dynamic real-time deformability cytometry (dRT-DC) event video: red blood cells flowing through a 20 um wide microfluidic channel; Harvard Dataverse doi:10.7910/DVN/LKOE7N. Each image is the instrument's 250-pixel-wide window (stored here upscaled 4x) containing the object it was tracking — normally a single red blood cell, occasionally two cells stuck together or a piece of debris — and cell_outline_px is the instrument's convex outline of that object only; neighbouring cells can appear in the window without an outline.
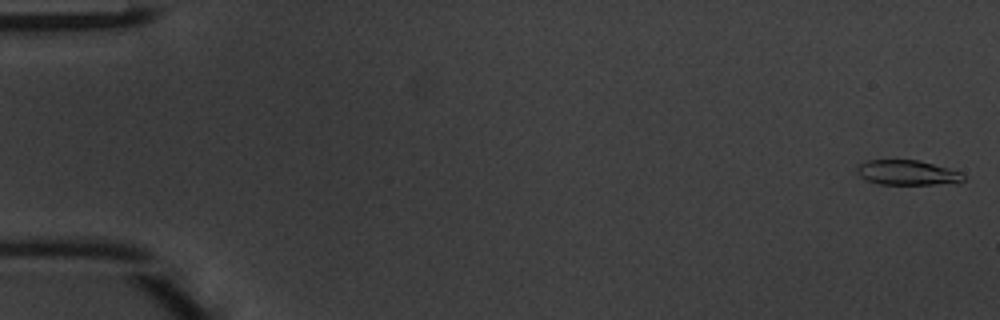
{"species": "common noctule bat (a hibernating species)", "species_latin": "Nyctalus noctula", "temperature_condition": "warm", "stored_images_in_passage": 49, "camera_frame_rate_fps": 3000, "um_per_image_px": 0.085, "animal": {"sex": "male", "body_mass_g": 20.1, "forearm_length_mm": 53.5}, "frame": {"image": 1, "passage_image": 1, "time_ms": 0.0, "image_size_px": [1000, 320], "cell_outline_px": [[964, 180], [960, 184], [880, 184], [868, 180], [860, 176], [856, 172], [856, 168], [860, 164], [868, 160], [920, 160], [948, 168], [960, 172], [964, 176]], "centroid_in_image_um": [77.17, 14.68], "position_along_channel_um": 7.8, "area_um2": 15.49}}
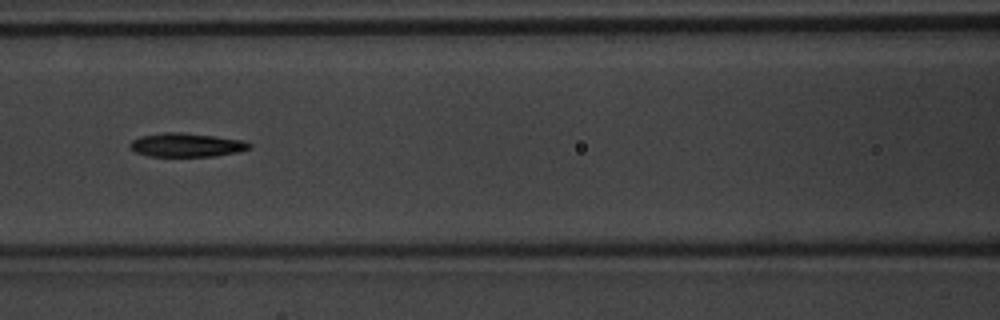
{"frame": {"image": 2, "passage_image": 22, "time_ms": 7.0, "image_size_px": [1000, 320], "cell_outline_px": [[252, 148], [236, 152], [216, 156], [148, 156], [136, 152], [128, 144], [132, 140], [140, 136], [164, 132], [180, 132], [216, 136], [244, 140], [252, 144]], "centroid_in_image_um": [15.87, 12.31], "position_along_channel_um": 150.7, "area_um2": 16.59}}
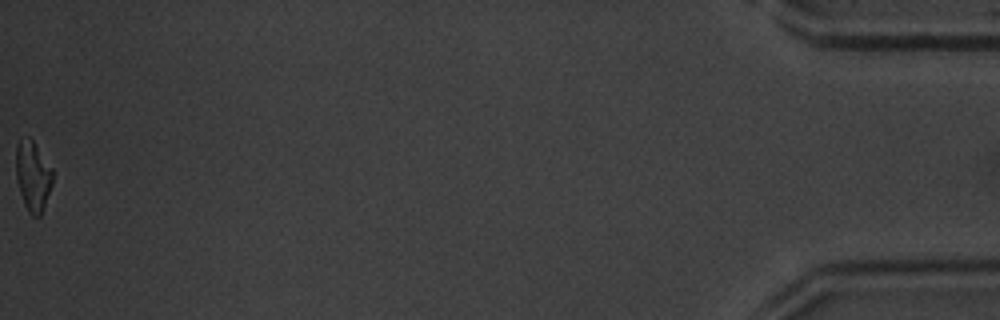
{"frame": {"image": 3, "passage_image": 49, "time_ms": 16.0, "image_size_px": [1000, 320], "cell_outline_px": [[52, 184], [40, 216], [32, 216], [28, 212], [24, 204], [16, 180], [16, 144], [20, 136], [28, 136], [32, 140], [52, 168]], "centroid_in_image_um": [2.76, 14.92], "position_along_channel_um": 432.4, "area_um2": 14.97}, "authors_computed_cell_mechanics": {"area_um2": 16.1262, "velocity_mm_per_s": 4.1934, "shape_relaxation_time_tau1_ms": 3.5565, "shape_relaxation_time_tau2_ms": 4.4676, "deformation_change_tau1": 0.1655, "deformation_change_tau2": 0.1454}}